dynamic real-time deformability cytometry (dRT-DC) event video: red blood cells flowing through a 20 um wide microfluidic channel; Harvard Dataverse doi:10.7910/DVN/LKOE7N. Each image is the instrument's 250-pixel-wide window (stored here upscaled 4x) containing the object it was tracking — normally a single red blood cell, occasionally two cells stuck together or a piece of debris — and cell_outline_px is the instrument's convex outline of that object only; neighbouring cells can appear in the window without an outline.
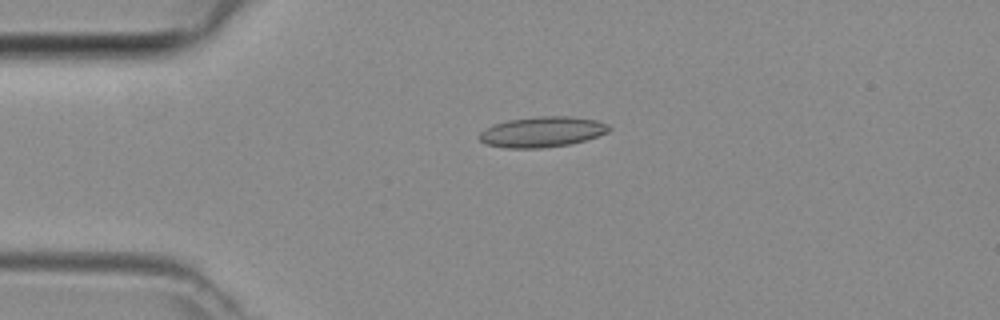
{"species": "common noctule bat (a hibernating species)", "species_latin": "Nyctalus noctula", "temperature_condition": "room temperature", "stored_images_in_passage": 46, "camera_frame_rate_fps": 3000, "um_per_image_px": 0.085, "animal": {"sex": "female", "body_mass_g": 29.2, "forearm_length_mm": 56.3}, "frame": {"image": 1, "passage_image": 11, "time_ms": 3.333, "image_size_px": [1000, 320], "cell_outline_px": [[612, 128], [608, 132], [572, 144], [544, 148], [504, 148], [488, 144], [480, 140], [480, 132], [496, 124], [508, 120], [540, 116], [568, 116], [596, 120], [608, 124]], "centroid_in_image_um": [46.12, 11.21], "position_along_channel_um": 38.9, "area_um2": 22.83}}
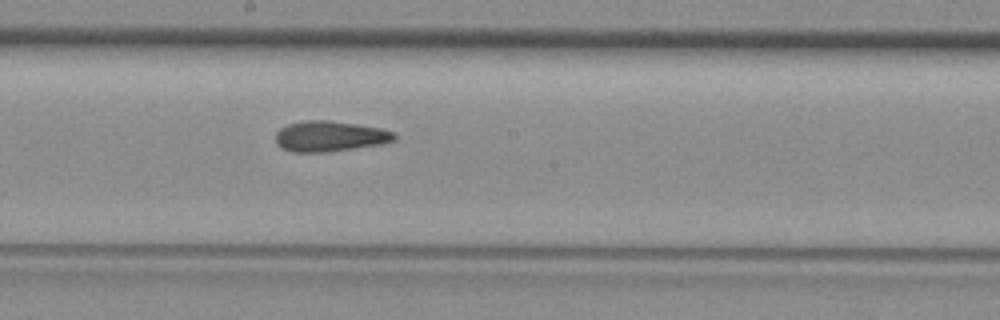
{"frame": {"image": 2, "passage_image": 25, "time_ms": 8.0, "image_size_px": [1000, 320], "cell_outline_px": [[396, 140], [380, 144], [328, 152], [292, 152], [276, 144], [276, 132], [280, 128], [288, 124], [304, 120], [328, 120], [356, 124], [380, 128], [396, 132]], "centroid_in_image_um": [28.04, 11.58], "position_along_channel_um": 220.2, "area_um2": 21.15}}
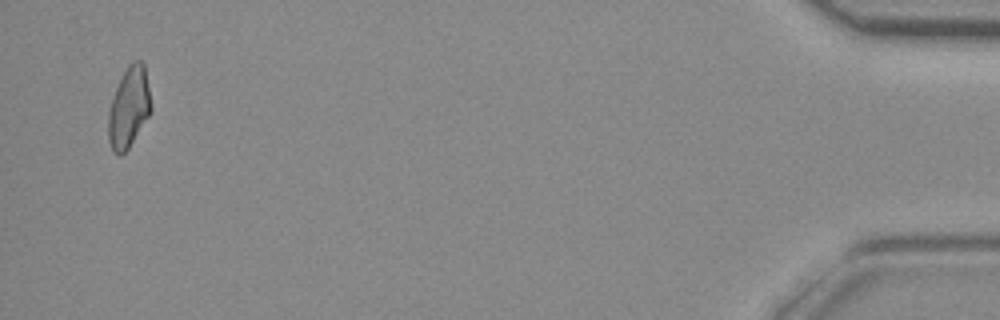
{"frame": {"image": 3, "passage_image": 45, "time_ms": 14.667, "image_size_px": [1000, 320], "cell_outline_px": [[152, 112], [128, 148], [120, 156], [112, 152], [108, 140], [108, 112], [116, 88], [128, 64], [132, 60], [140, 60], [144, 64], [152, 104]], "centroid_in_image_um": [10.96, 9.14], "position_along_channel_um": 424.2, "area_um2": 20.17}}